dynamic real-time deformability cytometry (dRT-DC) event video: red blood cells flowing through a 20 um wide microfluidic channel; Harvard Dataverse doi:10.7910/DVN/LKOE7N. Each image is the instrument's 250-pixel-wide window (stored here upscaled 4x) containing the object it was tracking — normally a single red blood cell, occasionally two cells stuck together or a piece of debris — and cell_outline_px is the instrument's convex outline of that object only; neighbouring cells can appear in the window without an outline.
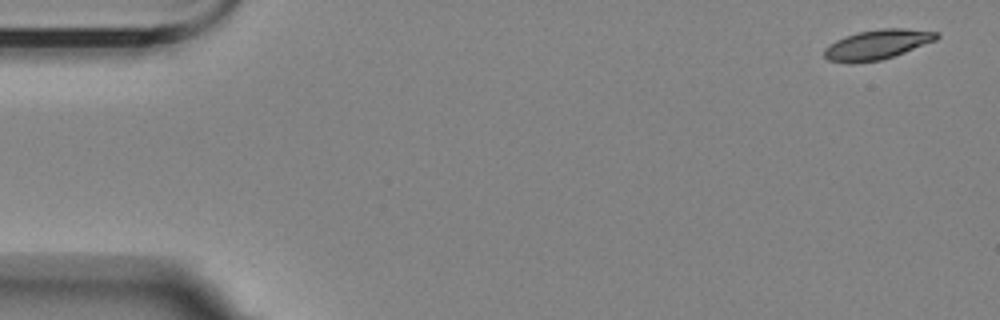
{"species": "Egyptian fruit bat (a non-hibernating species)", "species_latin": "Rousettus aegyptiacus", "temperature_condition": "room temperature", "stored_images_in_passage": 6, "camera_frame_rate_fps": 3000, "um_per_image_px": 0.085, "animal": {"sex": "female"}, "frame": {"image": 1, "passage_image": 1, "time_ms": 0.0, "image_size_px": [1000, 320], "cell_outline_px": [[940, 36], [936, 40], [904, 52], [880, 60], [852, 64], [848, 64], [828, 60], [824, 56], [824, 48], [828, 44], [844, 36], [856, 32], [880, 28], [904, 28], [940, 32]], "centroid_in_image_um": [74.53, 3.78], "position_along_channel_um": 10.5, "area_um2": 19.71}}
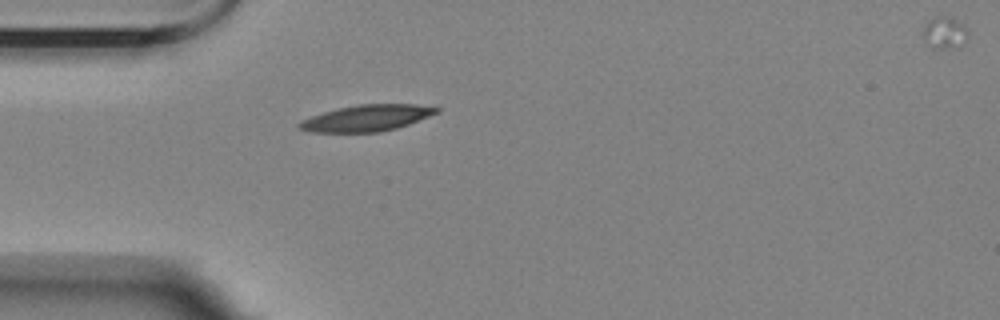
{"frame": {"image": 2, "passage_image": 5, "time_ms": 4.667, "image_size_px": [1000, 320], "cell_outline_px": [[440, 112], [408, 124], [396, 128], [380, 132], [308, 132], [296, 128], [296, 124], [300, 120], [336, 108], [360, 104], [416, 104], [440, 108]], "centroid_in_image_um": [31.13, 10.03], "position_along_channel_um": 53.9, "area_um2": 21.15}}